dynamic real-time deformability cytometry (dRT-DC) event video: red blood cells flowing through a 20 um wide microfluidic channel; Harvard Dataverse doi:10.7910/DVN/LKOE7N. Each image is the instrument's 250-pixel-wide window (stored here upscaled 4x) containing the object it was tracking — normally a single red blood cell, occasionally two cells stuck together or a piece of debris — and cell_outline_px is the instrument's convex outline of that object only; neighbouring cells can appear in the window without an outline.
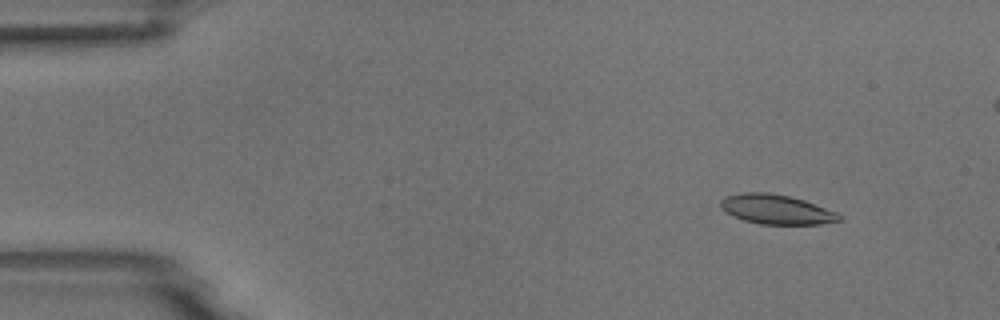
{"species": "common noctule bat (a hibernating species)", "species_latin": "Nyctalus noctula", "temperature_condition": "room temperature", "stored_images_in_passage": 54, "camera_frame_rate_fps": 3000, "um_per_image_px": 0.085, "animal": {"sex": "male", "body_mass_g": 18.8}, "frame": {"image": 1, "passage_image": 5, "time_ms": 1.333, "image_size_px": [1000, 320], "cell_outline_px": [[840, 220], [816, 224], [764, 224], [748, 220], [736, 216], [728, 212], [720, 204], [728, 196], [788, 196], [812, 204], [832, 212], [840, 216]], "centroid_in_image_um": [66.07, 17.88], "position_along_channel_um": 18.9, "area_um2": 17.98}}
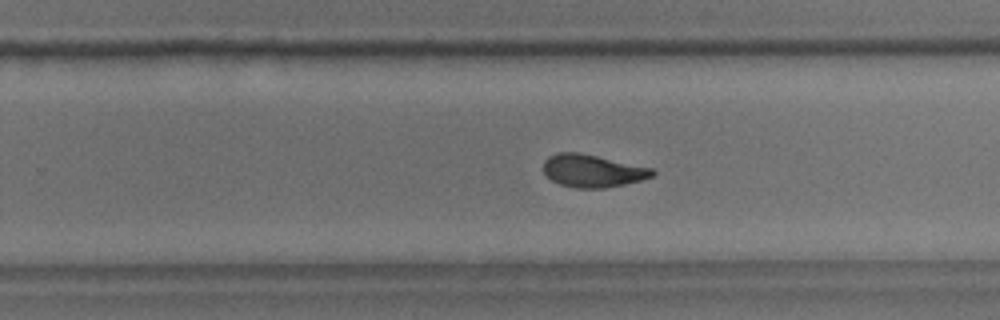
{"frame": {"image": 2, "passage_image": 33, "time_ms": 10.667, "image_size_px": [1000, 320], "cell_outline_px": [[656, 172], [652, 176], [640, 180], [620, 184], [596, 188], [580, 188], [560, 184], [552, 180], [544, 172], [544, 164], [552, 156], [560, 152], [572, 152], [652, 168]], "centroid_in_image_um": [50.36, 14.53], "position_along_channel_um": 279.4, "area_um2": 19.59}}
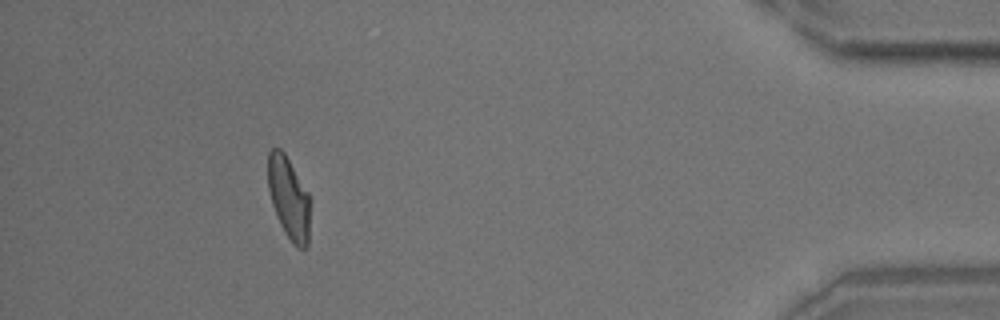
{"frame": {"image": 3, "passage_image": 48, "time_ms": 15.667, "image_size_px": [1000, 320], "cell_outline_px": [[308, 244], [304, 248], [300, 248], [288, 236], [272, 204], [268, 188], [268, 152], [272, 148], [280, 148], [284, 152], [308, 192]], "centroid_in_image_um": [24.52, 16.73], "position_along_channel_um": 410.7, "area_um2": 19.31}, "authors_computed_cell_mechanics": {"area_um2": 19.3341, "velocity_mm_per_s": 3.7657, "shape_relaxation_time_tau1_ms": 5.724, "shape_relaxation_time_tau2_ms": 1.9311, "deformation_change_tau1": 0.1915, "deformation_change_tau2": 0.0938}}